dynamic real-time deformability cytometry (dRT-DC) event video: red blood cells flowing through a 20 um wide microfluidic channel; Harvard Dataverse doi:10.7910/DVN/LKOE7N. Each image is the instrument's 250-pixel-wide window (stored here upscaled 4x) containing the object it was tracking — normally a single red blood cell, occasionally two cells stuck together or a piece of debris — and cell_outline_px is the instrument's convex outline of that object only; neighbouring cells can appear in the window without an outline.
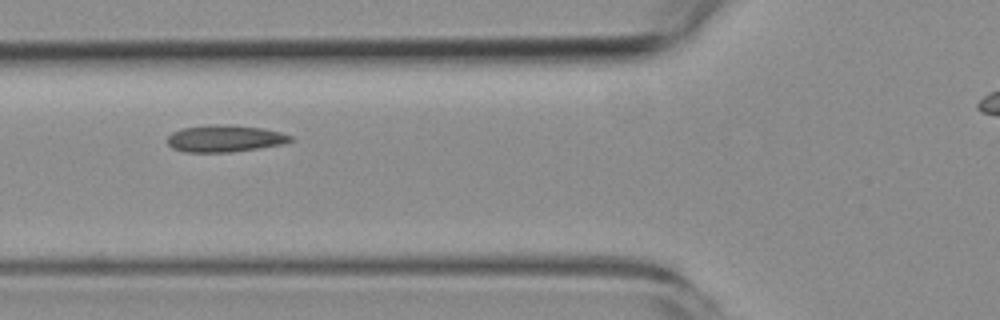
{"species": "common noctule bat (a hibernating species)", "species_latin": "Nyctalus noctula", "temperature_condition": "room temperature", "stored_images_in_passage": 6, "camera_frame_rate_fps": 3000, "um_per_image_px": 0.085, "animal": {"sex": "female", "body_mass_g": 19.3, "forearm_length_mm": 54.1}, "frame": {"image": 1, "passage_image": 4, "time_ms": 3.333, "image_size_px": [1000, 320], "cell_outline_px": [[292, 140], [284, 144], [232, 152], [184, 152], [172, 148], [168, 144], [168, 136], [172, 132], [180, 128], [208, 124], [216, 124], [264, 128], [280, 132], [292, 136]], "centroid_in_image_um": [19.08, 11.77], "position_along_channel_um": 106.7, "area_um2": 19.36}}
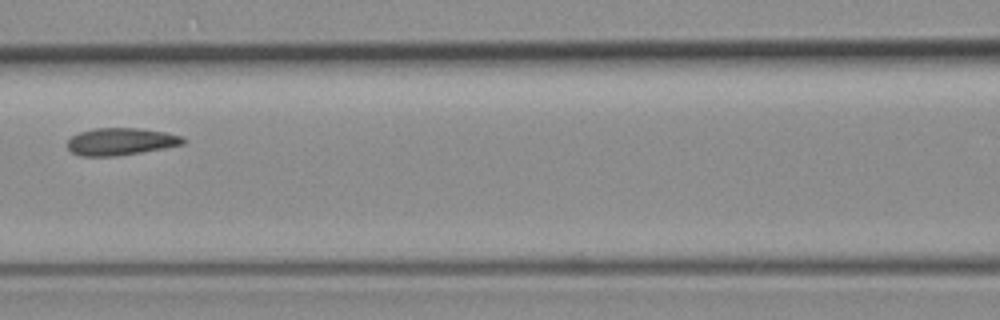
{"frame": {"image": 2, "passage_image": 5, "time_ms": 4.667, "image_size_px": [1000, 320], "cell_outline_px": [[188, 140], [184, 144], [164, 148], [116, 156], [80, 156], [72, 152], [68, 148], [68, 140], [72, 136], [80, 132], [92, 128], [140, 128], [164, 132], [184, 136]], "centroid_in_image_um": [10.29, 12.02], "position_along_channel_um": 156.3, "area_um2": 18.44}}
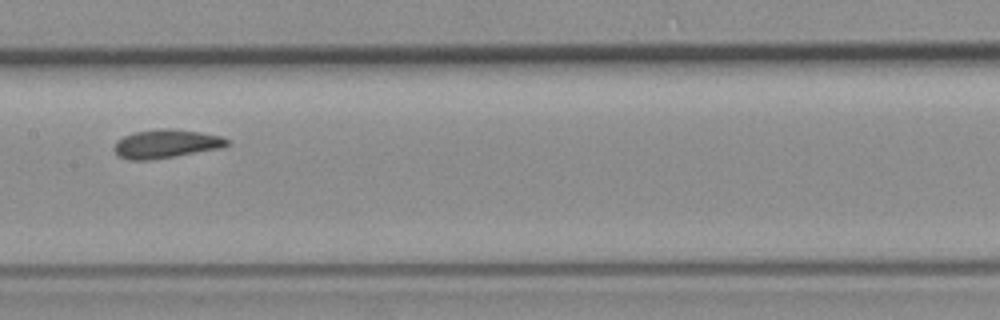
{"frame": {"image": 3, "passage_image": 6, "time_ms": 5.667, "image_size_px": [1000, 320], "cell_outline_px": [[232, 144], [224, 148], [152, 160], [128, 160], [116, 156], [112, 148], [116, 140], [124, 136], [136, 132], [164, 128], [168, 128], [200, 132], [220, 136], [228, 140]], "centroid_in_image_um": [14.11, 12.24], "position_along_channel_um": 193.3, "area_um2": 19.13}}